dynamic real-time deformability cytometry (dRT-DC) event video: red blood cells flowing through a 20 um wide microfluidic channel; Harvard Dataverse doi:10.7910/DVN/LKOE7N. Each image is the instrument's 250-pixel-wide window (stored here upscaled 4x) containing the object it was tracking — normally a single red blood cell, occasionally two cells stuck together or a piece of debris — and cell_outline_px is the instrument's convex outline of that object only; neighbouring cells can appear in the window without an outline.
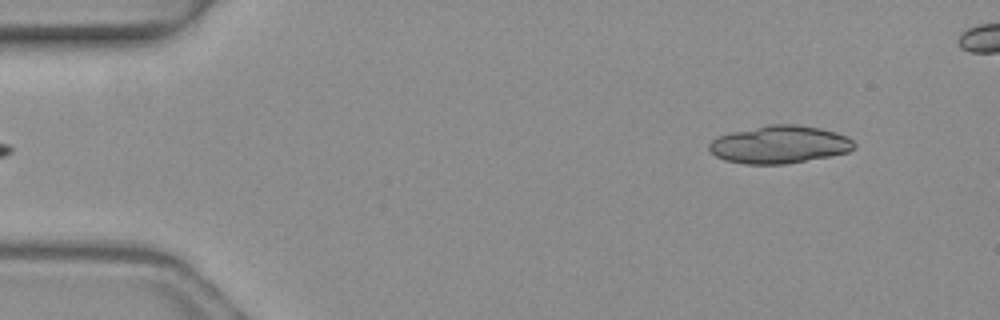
{"species": "common noctule bat (a hibernating species)", "species_latin": "Nyctalus noctula", "temperature_condition": "warm", "stored_images_in_passage": 4, "camera_frame_rate_fps": 3000, "um_per_image_px": 0.085, "animal": {"sex": "female", "body_mass_g": 19.3, "forearm_length_mm": 54.1}, "frame": {"image": 1, "passage_image": 4, "time_ms": 1.0, "image_size_px": [1000, 320], "cell_outline_px": [[856, 148], [848, 152], [832, 156], [784, 164], [744, 164], [724, 160], [716, 156], [708, 148], [708, 144], [716, 136], [732, 132], [768, 124], [796, 124], [820, 128], [836, 132], [848, 136], [856, 144]], "centroid_in_image_um": [66.27, 12.28], "position_along_channel_um": 18.7, "area_um2": 32.14}}